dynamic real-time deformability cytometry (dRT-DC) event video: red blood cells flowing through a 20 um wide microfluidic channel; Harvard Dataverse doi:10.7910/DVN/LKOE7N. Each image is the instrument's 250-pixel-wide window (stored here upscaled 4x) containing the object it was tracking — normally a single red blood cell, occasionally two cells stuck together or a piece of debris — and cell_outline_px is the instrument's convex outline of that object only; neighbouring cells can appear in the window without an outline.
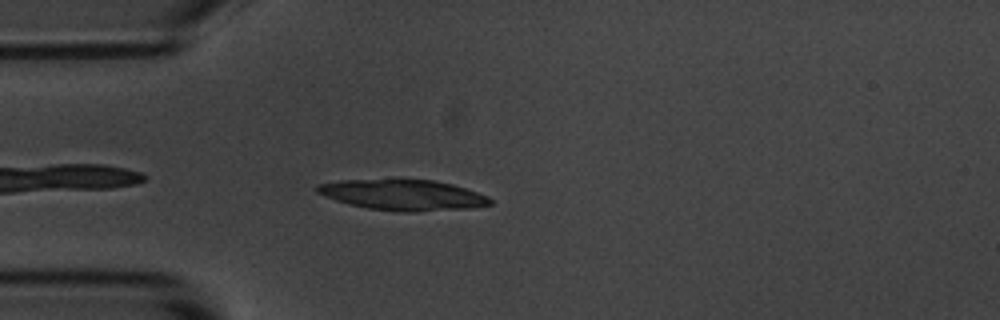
{"species": "common noctule bat (a hibernating species)", "species_latin": "Nyctalus noctula", "temperature_condition": "room temperature", "stored_images_in_passage": 26, "camera_frame_rate_fps": 3000, "um_per_image_px": 0.085, "animal": {"sex": "male", "body_mass_g": 20.1, "forearm_length_mm": 53.5}, "frame": {"image": 1, "passage_image": 1, "time_ms": 0.0, "image_size_px": [1000, 320], "cell_outline_px": [[492, 204], [468, 208], [416, 212], [396, 212], [368, 208], [348, 204], [324, 196], [316, 192], [316, 184], [340, 180], [432, 180], [452, 184], [488, 196], [492, 200]], "centroid_in_image_um": [34.22, 16.58], "position_along_channel_um": 50.8, "area_um2": 30.75}}